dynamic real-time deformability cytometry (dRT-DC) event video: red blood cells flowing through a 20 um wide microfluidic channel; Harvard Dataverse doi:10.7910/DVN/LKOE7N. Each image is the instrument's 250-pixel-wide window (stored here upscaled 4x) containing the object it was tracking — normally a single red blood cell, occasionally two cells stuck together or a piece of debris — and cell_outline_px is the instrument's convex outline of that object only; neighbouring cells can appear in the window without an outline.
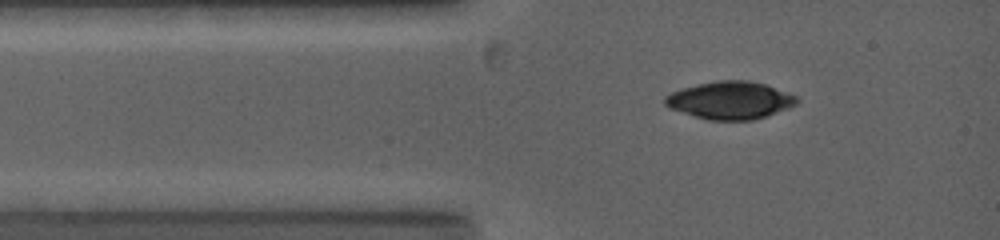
{"species": "common noctule bat (a hibernating species)", "species_latin": "Nyctalus noctula", "temperature_condition": "warm", "stored_images_in_passage": 74, "camera_frame_rate_fps": 5000, "um_per_image_px": 0.085, "animal": {"sex": "female", "body_mass_g": 19.0, "forearm_length_mm": 53.3}, "frame": {"image": 1, "passage_image": 6, "time_ms": 1.2, "image_size_px": [1000, 240], "cell_outline_px": [[796, 104], [788, 108], [768, 116], [752, 120], [708, 120], [672, 108], [664, 104], [664, 96], [680, 88], [696, 84], [716, 80], [748, 80], [764, 84], [796, 96]], "centroid_in_image_um": [62.04, 8.52], "position_along_channel_um": 23.0, "area_um2": 28.67}}
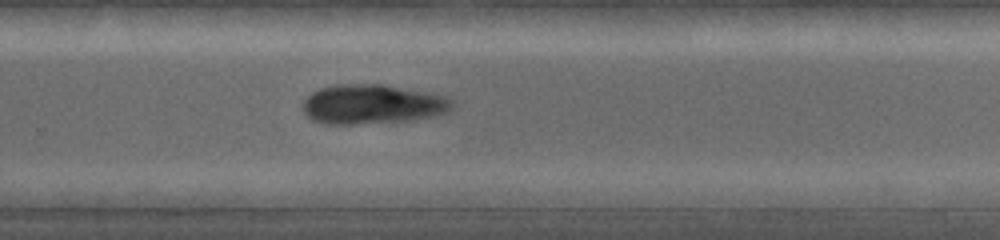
{"frame": {"image": 2, "passage_image": 41, "time_ms": 8.4, "image_size_px": [1000, 240], "cell_outline_px": [[452, 108], [448, 112], [432, 116], [408, 120], [352, 124], [328, 124], [312, 120], [300, 108], [300, 104], [312, 92], [320, 88], [336, 84], [384, 84], [432, 92], [448, 96], [452, 100]], "centroid_in_image_um": [31.64, 8.84], "position_along_channel_um": 298.2, "area_um2": 34.68}}
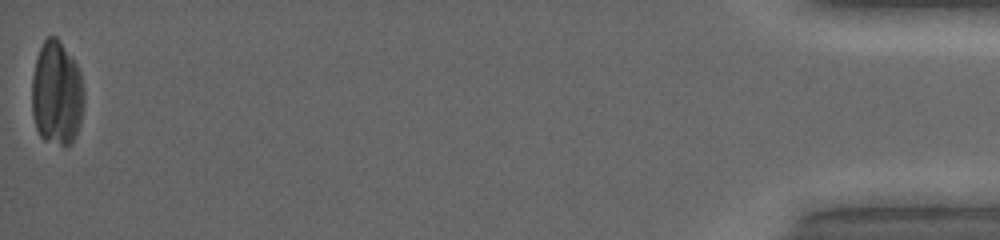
{"frame": {"image": 3, "passage_image": 74, "time_ms": 15.4, "image_size_px": [1000, 240], "cell_outline_px": [[84, 104], [80, 124], [72, 140], [68, 144], [60, 144], [44, 140], [40, 136], [36, 128], [32, 112], [32, 76], [36, 60], [40, 48], [44, 40], [48, 36], [56, 36], [60, 40], [72, 56], [80, 72], [84, 88]], "centroid_in_image_um": [4.83, 7.9], "position_along_channel_um": 430.4, "area_um2": 31.79}}